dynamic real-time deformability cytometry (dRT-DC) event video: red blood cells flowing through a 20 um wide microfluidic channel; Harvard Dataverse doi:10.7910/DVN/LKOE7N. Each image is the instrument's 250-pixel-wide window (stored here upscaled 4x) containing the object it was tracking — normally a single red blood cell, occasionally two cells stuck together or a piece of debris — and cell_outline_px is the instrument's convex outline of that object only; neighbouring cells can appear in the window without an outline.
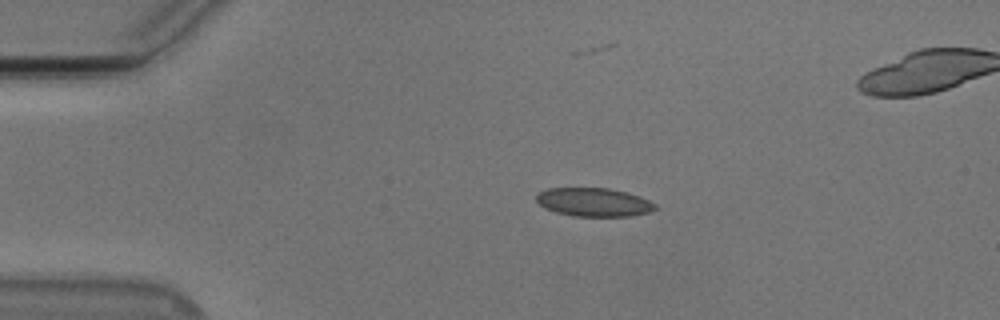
{"species": "Egyptian fruit bat (a non-hibernating species)", "species_latin": "Rousettus aegyptiacus", "temperature_condition": "cold", "stored_images_in_passage": 19, "camera_frame_rate_fps": 3000, "um_per_image_px": 0.085, "animal": {"sex": "male"}, "frame": {"image": 1, "passage_image": 11, "time_ms": 3.333, "image_size_px": [1000, 320], "cell_outline_px": [[656, 208], [648, 212], [628, 216], [572, 216], [556, 212], [544, 208], [536, 200], [536, 192], [548, 188], [608, 188], [628, 192], [640, 196], [656, 204]], "centroid_in_image_um": [50.44, 17.17], "position_along_channel_um": 34.6, "area_um2": 19.83}}
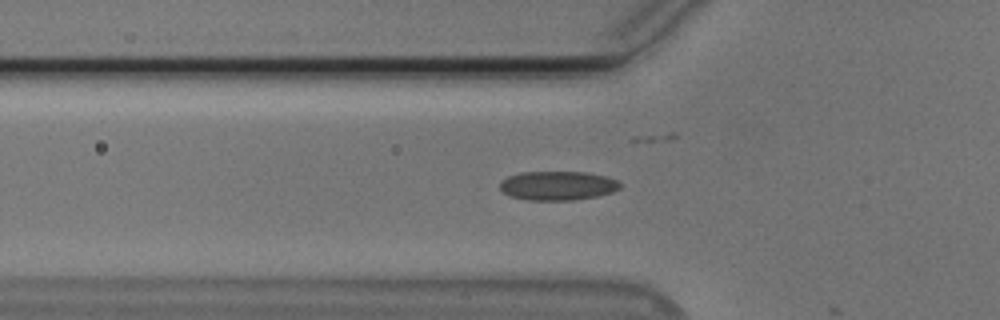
{"frame": {"image": 2, "passage_image": 18, "time_ms": 5.667, "image_size_px": [1000, 320], "cell_outline_px": [[620, 188], [612, 192], [596, 196], [572, 200], [528, 200], [512, 196], [504, 192], [500, 188], [500, 184], [508, 176], [520, 172], [588, 172], [604, 176], [616, 180], [620, 184]], "centroid_in_image_um": [47.41, 15.77], "position_along_channel_um": 78.4, "area_um2": 20.11}}